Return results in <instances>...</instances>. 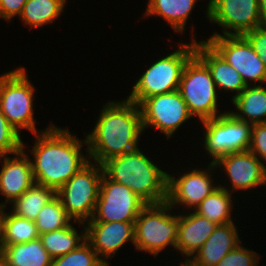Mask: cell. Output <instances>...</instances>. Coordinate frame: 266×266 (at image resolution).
Returning <instances> with one entry per match:
<instances>
[{
    "label": "cell",
    "instance_id": "36",
    "mask_svg": "<svg viewBox=\"0 0 266 266\" xmlns=\"http://www.w3.org/2000/svg\"><path fill=\"white\" fill-rule=\"evenodd\" d=\"M260 18L263 26H266V0H258Z\"/></svg>",
    "mask_w": 266,
    "mask_h": 266
},
{
    "label": "cell",
    "instance_id": "21",
    "mask_svg": "<svg viewBox=\"0 0 266 266\" xmlns=\"http://www.w3.org/2000/svg\"><path fill=\"white\" fill-rule=\"evenodd\" d=\"M0 255L9 266H51L52 258L40 238L27 243L0 246Z\"/></svg>",
    "mask_w": 266,
    "mask_h": 266
},
{
    "label": "cell",
    "instance_id": "28",
    "mask_svg": "<svg viewBox=\"0 0 266 266\" xmlns=\"http://www.w3.org/2000/svg\"><path fill=\"white\" fill-rule=\"evenodd\" d=\"M66 0H28L20 14L26 25L40 27L60 17Z\"/></svg>",
    "mask_w": 266,
    "mask_h": 266
},
{
    "label": "cell",
    "instance_id": "38",
    "mask_svg": "<svg viewBox=\"0 0 266 266\" xmlns=\"http://www.w3.org/2000/svg\"><path fill=\"white\" fill-rule=\"evenodd\" d=\"M0 266H9L5 259L0 255Z\"/></svg>",
    "mask_w": 266,
    "mask_h": 266
},
{
    "label": "cell",
    "instance_id": "20",
    "mask_svg": "<svg viewBox=\"0 0 266 266\" xmlns=\"http://www.w3.org/2000/svg\"><path fill=\"white\" fill-rule=\"evenodd\" d=\"M217 225L195 211L189 215H179L176 249L191 257L206 242Z\"/></svg>",
    "mask_w": 266,
    "mask_h": 266
},
{
    "label": "cell",
    "instance_id": "32",
    "mask_svg": "<svg viewBox=\"0 0 266 266\" xmlns=\"http://www.w3.org/2000/svg\"><path fill=\"white\" fill-rule=\"evenodd\" d=\"M256 252L239 245L227 253L216 266H257L258 255Z\"/></svg>",
    "mask_w": 266,
    "mask_h": 266
},
{
    "label": "cell",
    "instance_id": "33",
    "mask_svg": "<svg viewBox=\"0 0 266 266\" xmlns=\"http://www.w3.org/2000/svg\"><path fill=\"white\" fill-rule=\"evenodd\" d=\"M248 150L266 161V123L252 125L251 143Z\"/></svg>",
    "mask_w": 266,
    "mask_h": 266
},
{
    "label": "cell",
    "instance_id": "22",
    "mask_svg": "<svg viewBox=\"0 0 266 266\" xmlns=\"http://www.w3.org/2000/svg\"><path fill=\"white\" fill-rule=\"evenodd\" d=\"M236 109L240 113H231L239 120L250 123H266V88L262 85L247 87L234 99H232ZM245 115V116H243ZM248 117V118H247ZM250 120V121H249Z\"/></svg>",
    "mask_w": 266,
    "mask_h": 266
},
{
    "label": "cell",
    "instance_id": "30",
    "mask_svg": "<svg viewBox=\"0 0 266 266\" xmlns=\"http://www.w3.org/2000/svg\"><path fill=\"white\" fill-rule=\"evenodd\" d=\"M109 263L100 258L92 245L85 240L71 252L52 259L51 266H108Z\"/></svg>",
    "mask_w": 266,
    "mask_h": 266
},
{
    "label": "cell",
    "instance_id": "9",
    "mask_svg": "<svg viewBox=\"0 0 266 266\" xmlns=\"http://www.w3.org/2000/svg\"><path fill=\"white\" fill-rule=\"evenodd\" d=\"M202 123L206 129L204 146L214 159L212 163L230 153L249 149L252 124L237 119L230 112L203 120Z\"/></svg>",
    "mask_w": 266,
    "mask_h": 266
},
{
    "label": "cell",
    "instance_id": "27",
    "mask_svg": "<svg viewBox=\"0 0 266 266\" xmlns=\"http://www.w3.org/2000/svg\"><path fill=\"white\" fill-rule=\"evenodd\" d=\"M39 236L34 221L16 216L12 212L10 215L4 213L0 246L27 243L39 238Z\"/></svg>",
    "mask_w": 266,
    "mask_h": 266
},
{
    "label": "cell",
    "instance_id": "34",
    "mask_svg": "<svg viewBox=\"0 0 266 266\" xmlns=\"http://www.w3.org/2000/svg\"><path fill=\"white\" fill-rule=\"evenodd\" d=\"M251 44L254 52L266 66V26L256 28L243 35Z\"/></svg>",
    "mask_w": 266,
    "mask_h": 266
},
{
    "label": "cell",
    "instance_id": "15",
    "mask_svg": "<svg viewBox=\"0 0 266 266\" xmlns=\"http://www.w3.org/2000/svg\"><path fill=\"white\" fill-rule=\"evenodd\" d=\"M215 166L224 167L233 190H246L266 184V166L249 150L219 158Z\"/></svg>",
    "mask_w": 266,
    "mask_h": 266
},
{
    "label": "cell",
    "instance_id": "17",
    "mask_svg": "<svg viewBox=\"0 0 266 266\" xmlns=\"http://www.w3.org/2000/svg\"><path fill=\"white\" fill-rule=\"evenodd\" d=\"M233 222L217 225L203 246L181 266H216L230 251L237 248L240 239Z\"/></svg>",
    "mask_w": 266,
    "mask_h": 266
},
{
    "label": "cell",
    "instance_id": "19",
    "mask_svg": "<svg viewBox=\"0 0 266 266\" xmlns=\"http://www.w3.org/2000/svg\"><path fill=\"white\" fill-rule=\"evenodd\" d=\"M195 54L207 65L216 87L238 92L239 95L247 85L240 73L233 68L207 41L195 40Z\"/></svg>",
    "mask_w": 266,
    "mask_h": 266
},
{
    "label": "cell",
    "instance_id": "37",
    "mask_svg": "<svg viewBox=\"0 0 266 266\" xmlns=\"http://www.w3.org/2000/svg\"><path fill=\"white\" fill-rule=\"evenodd\" d=\"M4 204H0V241H1V235H2V221H3V216H4Z\"/></svg>",
    "mask_w": 266,
    "mask_h": 266
},
{
    "label": "cell",
    "instance_id": "5",
    "mask_svg": "<svg viewBox=\"0 0 266 266\" xmlns=\"http://www.w3.org/2000/svg\"><path fill=\"white\" fill-rule=\"evenodd\" d=\"M103 166L89 161L56 191L67 214L80 224L92 219L99 197Z\"/></svg>",
    "mask_w": 266,
    "mask_h": 266
},
{
    "label": "cell",
    "instance_id": "14",
    "mask_svg": "<svg viewBox=\"0 0 266 266\" xmlns=\"http://www.w3.org/2000/svg\"><path fill=\"white\" fill-rule=\"evenodd\" d=\"M216 167L210 163L208 170H192L181 175L179 178L168 174L167 183V203L173 208V205L183 204L188 208L195 209L209 194L218 188L213 186V180L208 171ZM208 172V173H207Z\"/></svg>",
    "mask_w": 266,
    "mask_h": 266
},
{
    "label": "cell",
    "instance_id": "11",
    "mask_svg": "<svg viewBox=\"0 0 266 266\" xmlns=\"http://www.w3.org/2000/svg\"><path fill=\"white\" fill-rule=\"evenodd\" d=\"M207 42L240 73L246 85H250L248 79L266 83L265 63L243 35L224 36L216 32Z\"/></svg>",
    "mask_w": 266,
    "mask_h": 266
},
{
    "label": "cell",
    "instance_id": "6",
    "mask_svg": "<svg viewBox=\"0 0 266 266\" xmlns=\"http://www.w3.org/2000/svg\"><path fill=\"white\" fill-rule=\"evenodd\" d=\"M172 207L163 202L147 204L135 220L134 245L137 250L147 251L154 256L167 245L176 248L179 215H168Z\"/></svg>",
    "mask_w": 266,
    "mask_h": 266
},
{
    "label": "cell",
    "instance_id": "12",
    "mask_svg": "<svg viewBox=\"0 0 266 266\" xmlns=\"http://www.w3.org/2000/svg\"><path fill=\"white\" fill-rule=\"evenodd\" d=\"M143 129L155 126L170 138L193 115L179 90L146 98L140 105Z\"/></svg>",
    "mask_w": 266,
    "mask_h": 266
},
{
    "label": "cell",
    "instance_id": "31",
    "mask_svg": "<svg viewBox=\"0 0 266 266\" xmlns=\"http://www.w3.org/2000/svg\"><path fill=\"white\" fill-rule=\"evenodd\" d=\"M20 133L8 122L0 110V158L24 148Z\"/></svg>",
    "mask_w": 266,
    "mask_h": 266
},
{
    "label": "cell",
    "instance_id": "2",
    "mask_svg": "<svg viewBox=\"0 0 266 266\" xmlns=\"http://www.w3.org/2000/svg\"><path fill=\"white\" fill-rule=\"evenodd\" d=\"M36 135L31 161L35 183L54 190L62 187L90 160L81 153L82 142L66 129L50 125Z\"/></svg>",
    "mask_w": 266,
    "mask_h": 266
},
{
    "label": "cell",
    "instance_id": "10",
    "mask_svg": "<svg viewBox=\"0 0 266 266\" xmlns=\"http://www.w3.org/2000/svg\"><path fill=\"white\" fill-rule=\"evenodd\" d=\"M146 205L130 188L103 174L94 211L97 215L88 222H135Z\"/></svg>",
    "mask_w": 266,
    "mask_h": 266
},
{
    "label": "cell",
    "instance_id": "16",
    "mask_svg": "<svg viewBox=\"0 0 266 266\" xmlns=\"http://www.w3.org/2000/svg\"><path fill=\"white\" fill-rule=\"evenodd\" d=\"M86 240L98 256L112 257L127 241L135 240V222H86Z\"/></svg>",
    "mask_w": 266,
    "mask_h": 266
},
{
    "label": "cell",
    "instance_id": "23",
    "mask_svg": "<svg viewBox=\"0 0 266 266\" xmlns=\"http://www.w3.org/2000/svg\"><path fill=\"white\" fill-rule=\"evenodd\" d=\"M197 0H149L146 16L163 17L177 32H183Z\"/></svg>",
    "mask_w": 266,
    "mask_h": 266
},
{
    "label": "cell",
    "instance_id": "18",
    "mask_svg": "<svg viewBox=\"0 0 266 266\" xmlns=\"http://www.w3.org/2000/svg\"><path fill=\"white\" fill-rule=\"evenodd\" d=\"M15 158L4 157L0 172V192L6 196V202H13L35 184L30 159L22 148Z\"/></svg>",
    "mask_w": 266,
    "mask_h": 266
},
{
    "label": "cell",
    "instance_id": "26",
    "mask_svg": "<svg viewBox=\"0 0 266 266\" xmlns=\"http://www.w3.org/2000/svg\"><path fill=\"white\" fill-rule=\"evenodd\" d=\"M83 229L84 234L79 236L70 224L68 227L41 234L39 238L50 257L54 259L75 250L82 244L80 241L86 240V228Z\"/></svg>",
    "mask_w": 266,
    "mask_h": 266
},
{
    "label": "cell",
    "instance_id": "35",
    "mask_svg": "<svg viewBox=\"0 0 266 266\" xmlns=\"http://www.w3.org/2000/svg\"><path fill=\"white\" fill-rule=\"evenodd\" d=\"M28 0H0V17L11 20L15 15L20 16Z\"/></svg>",
    "mask_w": 266,
    "mask_h": 266
},
{
    "label": "cell",
    "instance_id": "29",
    "mask_svg": "<svg viewBox=\"0 0 266 266\" xmlns=\"http://www.w3.org/2000/svg\"><path fill=\"white\" fill-rule=\"evenodd\" d=\"M72 218L67 214L56 195L38 213L34 221L39 235L68 227Z\"/></svg>",
    "mask_w": 266,
    "mask_h": 266
},
{
    "label": "cell",
    "instance_id": "13",
    "mask_svg": "<svg viewBox=\"0 0 266 266\" xmlns=\"http://www.w3.org/2000/svg\"><path fill=\"white\" fill-rule=\"evenodd\" d=\"M258 2V0H210L207 17L225 29L224 36L244 35L263 26Z\"/></svg>",
    "mask_w": 266,
    "mask_h": 266
},
{
    "label": "cell",
    "instance_id": "4",
    "mask_svg": "<svg viewBox=\"0 0 266 266\" xmlns=\"http://www.w3.org/2000/svg\"><path fill=\"white\" fill-rule=\"evenodd\" d=\"M195 54V39L183 43L171 54L157 60L141 75L128 100L140 105L146 98L179 90L181 76L188 60Z\"/></svg>",
    "mask_w": 266,
    "mask_h": 266
},
{
    "label": "cell",
    "instance_id": "24",
    "mask_svg": "<svg viewBox=\"0 0 266 266\" xmlns=\"http://www.w3.org/2000/svg\"><path fill=\"white\" fill-rule=\"evenodd\" d=\"M56 196L51 187L34 184L13 203L12 213L16 216L35 221L41 209Z\"/></svg>",
    "mask_w": 266,
    "mask_h": 266
},
{
    "label": "cell",
    "instance_id": "1",
    "mask_svg": "<svg viewBox=\"0 0 266 266\" xmlns=\"http://www.w3.org/2000/svg\"><path fill=\"white\" fill-rule=\"evenodd\" d=\"M139 105L130 100L104 105L96 126L86 136V151L95 162L102 165L108 159L138 149L143 131Z\"/></svg>",
    "mask_w": 266,
    "mask_h": 266
},
{
    "label": "cell",
    "instance_id": "8",
    "mask_svg": "<svg viewBox=\"0 0 266 266\" xmlns=\"http://www.w3.org/2000/svg\"><path fill=\"white\" fill-rule=\"evenodd\" d=\"M34 92L24 68L0 77V110L18 132L23 128L37 133L33 118Z\"/></svg>",
    "mask_w": 266,
    "mask_h": 266
},
{
    "label": "cell",
    "instance_id": "25",
    "mask_svg": "<svg viewBox=\"0 0 266 266\" xmlns=\"http://www.w3.org/2000/svg\"><path fill=\"white\" fill-rule=\"evenodd\" d=\"M229 192L230 190L219 185L195 208V212L216 225H225L233 222L230 216L232 195Z\"/></svg>",
    "mask_w": 266,
    "mask_h": 266
},
{
    "label": "cell",
    "instance_id": "7",
    "mask_svg": "<svg viewBox=\"0 0 266 266\" xmlns=\"http://www.w3.org/2000/svg\"><path fill=\"white\" fill-rule=\"evenodd\" d=\"M216 85L207 65L194 54L186 63L179 91L192 115L201 120L212 119L217 114Z\"/></svg>",
    "mask_w": 266,
    "mask_h": 266
},
{
    "label": "cell",
    "instance_id": "3",
    "mask_svg": "<svg viewBox=\"0 0 266 266\" xmlns=\"http://www.w3.org/2000/svg\"><path fill=\"white\" fill-rule=\"evenodd\" d=\"M102 166L109 179L130 188L146 204L167 201L168 173L159 169L139 148L112 157Z\"/></svg>",
    "mask_w": 266,
    "mask_h": 266
}]
</instances>
